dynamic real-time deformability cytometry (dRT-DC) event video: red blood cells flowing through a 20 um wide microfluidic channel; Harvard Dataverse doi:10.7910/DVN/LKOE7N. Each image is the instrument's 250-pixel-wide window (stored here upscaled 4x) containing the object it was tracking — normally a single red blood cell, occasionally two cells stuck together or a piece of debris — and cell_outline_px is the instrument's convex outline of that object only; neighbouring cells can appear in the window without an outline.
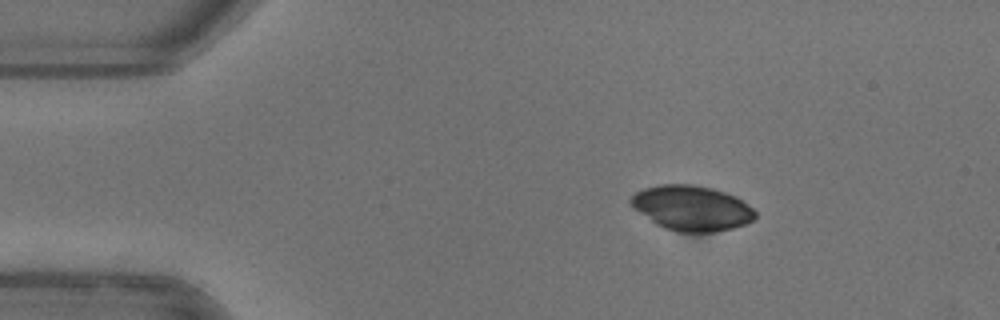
{"species": "common noctule bat (a hibernating species)", "species_latin": "Nyctalus noctula", "temperature_condition": "warm", "stored_images_in_passage": 44, "camera_frame_rate_fps": 3000, "um_per_image_px": 0.085, "animal": {"sex": "female"}, "frame": {"image": 1, "passage_image": 1, "time_ms": 0.0, "image_size_px": [1000, 320], "cell_outline_px": [[756, 216], [752, 220], [744, 224], [732, 228], [712, 232], [676, 232], [664, 228], [656, 224], [640, 212], [628, 200], [636, 192], [644, 188], [660, 184], [692, 184], [712, 188], [736, 196], [752, 208], [756, 212]], "centroid_in_image_um": [58.8, 17.68], "position_along_channel_um": 26.2, "area_um2": 32.43}}